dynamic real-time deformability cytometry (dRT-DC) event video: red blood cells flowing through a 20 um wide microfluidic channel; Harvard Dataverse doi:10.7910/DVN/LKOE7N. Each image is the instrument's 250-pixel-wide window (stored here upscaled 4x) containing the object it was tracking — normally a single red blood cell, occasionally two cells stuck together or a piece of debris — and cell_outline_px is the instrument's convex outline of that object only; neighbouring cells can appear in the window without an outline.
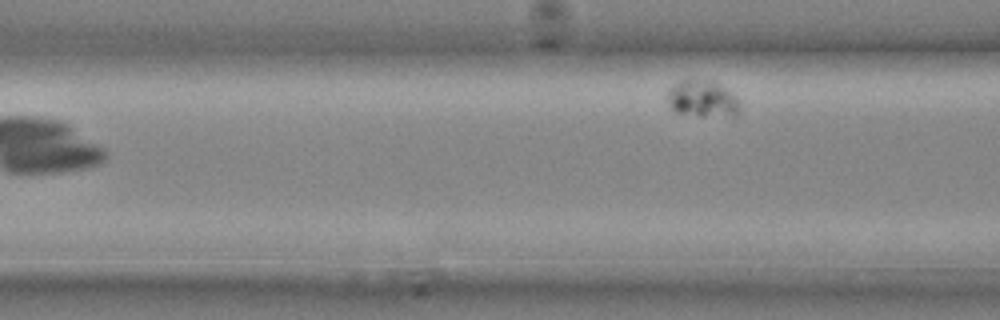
{"species": "common noctule bat (a hibernating species)", "species_latin": "Nyctalus noctula", "temperature_condition": "cold", "stored_images_in_passage": 8, "camera_frame_rate_fps": 3000, "um_per_image_px": 0.085, "animal": {"sex": "male", "body_mass_g": 20.4}, "frame": {"image": 1, "passage_image": 8, "time_ms": 2.333, "image_size_px": [1000, 320], "cell_outline_px": [[740, 108], [736, 112], [704, 116], [700, 116], [676, 112], [668, 104], [668, 88], [672, 84], [688, 76], [716, 84], [732, 92], [740, 100]], "centroid_in_image_um": [59.62, 8.34], "position_along_channel_um": 107.0, "area_um2": 15.26}}